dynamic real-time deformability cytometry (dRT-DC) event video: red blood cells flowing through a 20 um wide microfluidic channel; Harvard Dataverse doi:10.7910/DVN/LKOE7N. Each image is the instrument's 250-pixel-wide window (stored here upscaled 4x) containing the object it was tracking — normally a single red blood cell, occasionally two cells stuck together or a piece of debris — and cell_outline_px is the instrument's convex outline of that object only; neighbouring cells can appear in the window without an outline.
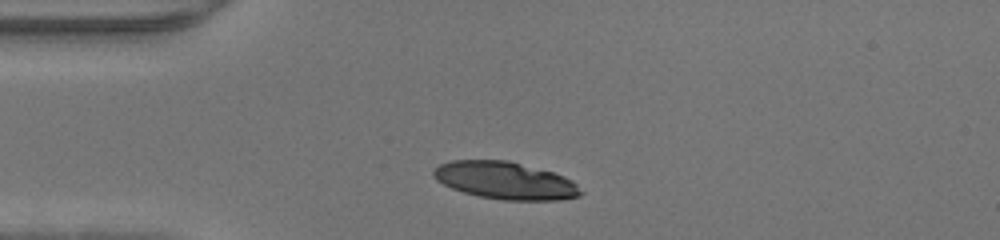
{"species": "human", "species_latin": "Homo sapiens", "temperature_condition": "warm", "stored_images_in_passage": 28, "camera_frame_rate_fps": 3000, "um_per_image_px": 0.085, "donor": {"sex": "male"}, "frame": {"image": 1, "passage_image": 1, "time_ms": 0.0, "image_size_px": [1000, 240], "cell_outline_px": [[584, 192], [580, 196], [560, 200], [500, 200], [480, 196], [464, 192], [452, 188], [436, 180], [432, 176], [432, 172], [440, 164], [452, 160], [508, 160], [552, 172], [564, 176], [572, 180]], "centroid_in_image_um": [42.96, 15.35], "position_along_channel_um": 42.0, "area_um2": 32.08}}
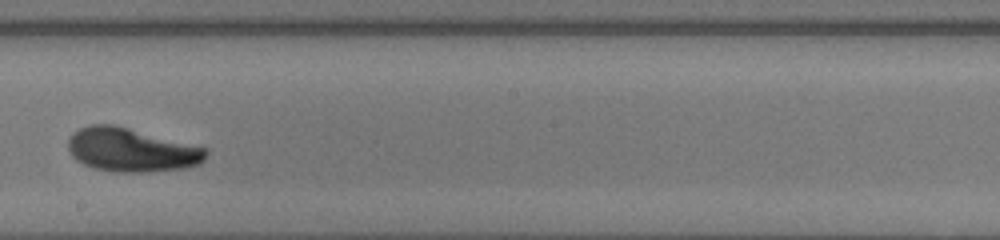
{"frame": {"image": 2, "passage_image": 16, "time_ms": 5.0, "image_size_px": [1000, 240], "cell_outline_px": [[208, 152], [204, 160], [200, 164], [184, 168], [140, 172], [116, 172], [96, 168], [84, 164], [76, 160], [72, 156], [68, 148], [68, 140], [80, 128], [92, 124], [112, 124], [128, 128], [204, 148]], "centroid_in_image_um": [11.14, 12.75], "position_along_channel_um": 237.1, "area_um2": 34.39}}
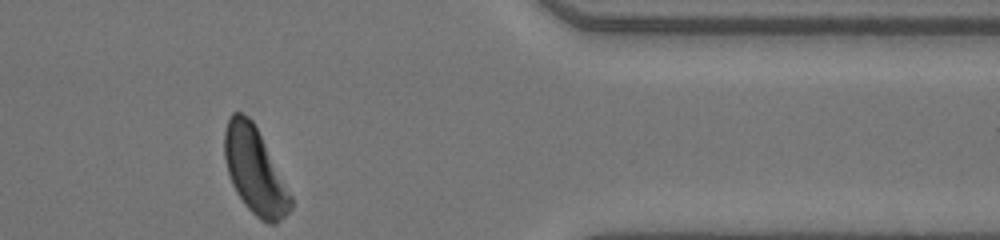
{"frame": {"image": 3, "passage_image": 28, "time_ms": 9.0, "image_size_px": [1000, 240], "cell_outline_px": [[292, 208], [276, 224], [268, 224], [260, 220], [244, 204], [236, 192], [232, 184], [228, 172], [224, 156], [224, 132], [228, 120], [232, 112], [240, 112], [248, 116], [252, 120], [292, 196]], "centroid_in_image_um": [21.64, 14.53], "position_along_channel_um": 389.8, "area_um2": 32.89}}